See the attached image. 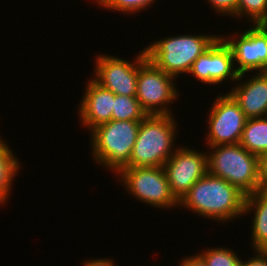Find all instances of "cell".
I'll use <instances>...</instances> for the list:
<instances>
[{"label": "cell", "instance_id": "obj_18", "mask_svg": "<svg viewBox=\"0 0 267 266\" xmlns=\"http://www.w3.org/2000/svg\"><path fill=\"white\" fill-rule=\"evenodd\" d=\"M112 110L111 120L142 121L148 115L136 96L114 94Z\"/></svg>", "mask_w": 267, "mask_h": 266}, {"label": "cell", "instance_id": "obj_7", "mask_svg": "<svg viewBox=\"0 0 267 266\" xmlns=\"http://www.w3.org/2000/svg\"><path fill=\"white\" fill-rule=\"evenodd\" d=\"M116 176L129 195L142 203L160 210L179 206L163 167H125Z\"/></svg>", "mask_w": 267, "mask_h": 266}, {"label": "cell", "instance_id": "obj_14", "mask_svg": "<svg viewBox=\"0 0 267 266\" xmlns=\"http://www.w3.org/2000/svg\"><path fill=\"white\" fill-rule=\"evenodd\" d=\"M253 211L251 225V247L255 250H267V191L258 190L245 198L243 215ZM253 245V246H252Z\"/></svg>", "mask_w": 267, "mask_h": 266}, {"label": "cell", "instance_id": "obj_19", "mask_svg": "<svg viewBox=\"0 0 267 266\" xmlns=\"http://www.w3.org/2000/svg\"><path fill=\"white\" fill-rule=\"evenodd\" d=\"M245 17L251 25L267 24V0H238L237 19Z\"/></svg>", "mask_w": 267, "mask_h": 266}, {"label": "cell", "instance_id": "obj_21", "mask_svg": "<svg viewBox=\"0 0 267 266\" xmlns=\"http://www.w3.org/2000/svg\"><path fill=\"white\" fill-rule=\"evenodd\" d=\"M156 0H105L100 8L112 10V12H120L124 14H133L144 11L148 7H152L151 4Z\"/></svg>", "mask_w": 267, "mask_h": 266}, {"label": "cell", "instance_id": "obj_20", "mask_svg": "<svg viewBox=\"0 0 267 266\" xmlns=\"http://www.w3.org/2000/svg\"><path fill=\"white\" fill-rule=\"evenodd\" d=\"M199 253L208 266H241L242 258L237 252L226 247H211L200 250ZM240 257V258H239Z\"/></svg>", "mask_w": 267, "mask_h": 266}, {"label": "cell", "instance_id": "obj_22", "mask_svg": "<svg viewBox=\"0 0 267 266\" xmlns=\"http://www.w3.org/2000/svg\"><path fill=\"white\" fill-rule=\"evenodd\" d=\"M188 74L198 82L210 85V47L193 62Z\"/></svg>", "mask_w": 267, "mask_h": 266}, {"label": "cell", "instance_id": "obj_6", "mask_svg": "<svg viewBox=\"0 0 267 266\" xmlns=\"http://www.w3.org/2000/svg\"><path fill=\"white\" fill-rule=\"evenodd\" d=\"M176 79L163 72L146 55L138 62L136 98L148 115H174L169 106L180 95L174 83Z\"/></svg>", "mask_w": 267, "mask_h": 266}, {"label": "cell", "instance_id": "obj_5", "mask_svg": "<svg viewBox=\"0 0 267 266\" xmlns=\"http://www.w3.org/2000/svg\"><path fill=\"white\" fill-rule=\"evenodd\" d=\"M207 149L209 174L226 180L245 195L260 190L259 156L240 144L208 146Z\"/></svg>", "mask_w": 267, "mask_h": 266}, {"label": "cell", "instance_id": "obj_4", "mask_svg": "<svg viewBox=\"0 0 267 266\" xmlns=\"http://www.w3.org/2000/svg\"><path fill=\"white\" fill-rule=\"evenodd\" d=\"M219 34H177L152 41L146 56L163 72L174 76L188 74L193 62L219 37Z\"/></svg>", "mask_w": 267, "mask_h": 266}, {"label": "cell", "instance_id": "obj_13", "mask_svg": "<svg viewBox=\"0 0 267 266\" xmlns=\"http://www.w3.org/2000/svg\"><path fill=\"white\" fill-rule=\"evenodd\" d=\"M86 90L77 108L80 124L91 131L96 126L111 121L114 93L93 78L86 82Z\"/></svg>", "mask_w": 267, "mask_h": 266}, {"label": "cell", "instance_id": "obj_2", "mask_svg": "<svg viewBox=\"0 0 267 266\" xmlns=\"http://www.w3.org/2000/svg\"><path fill=\"white\" fill-rule=\"evenodd\" d=\"M176 115H147L141 122L126 167H163L178 146Z\"/></svg>", "mask_w": 267, "mask_h": 266}, {"label": "cell", "instance_id": "obj_12", "mask_svg": "<svg viewBox=\"0 0 267 266\" xmlns=\"http://www.w3.org/2000/svg\"><path fill=\"white\" fill-rule=\"evenodd\" d=\"M246 75L239 74L235 86L228 93L247 119L267 117V72H254L251 77ZM245 76L248 78L242 81Z\"/></svg>", "mask_w": 267, "mask_h": 266}, {"label": "cell", "instance_id": "obj_1", "mask_svg": "<svg viewBox=\"0 0 267 266\" xmlns=\"http://www.w3.org/2000/svg\"><path fill=\"white\" fill-rule=\"evenodd\" d=\"M245 198L237 187L207 172L183 196L178 207L226 224L244 216Z\"/></svg>", "mask_w": 267, "mask_h": 266}, {"label": "cell", "instance_id": "obj_10", "mask_svg": "<svg viewBox=\"0 0 267 266\" xmlns=\"http://www.w3.org/2000/svg\"><path fill=\"white\" fill-rule=\"evenodd\" d=\"M146 55L145 49L130 61L126 58L97 53L93 79L116 95L136 96L138 62Z\"/></svg>", "mask_w": 267, "mask_h": 266}, {"label": "cell", "instance_id": "obj_28", "mask_svg": "<svg viewBox=\"0 0 267 266\" xmlns=\"http://www.w3.org/2000/svg\"><path fill=\"white\" fill-rule=\"evenodd\" d=\"M104 1H105V0H94V3H96L97 6L99 5V7H100V5H101Z\"/></svg>", "mask_w": 267, "mask_h": 266}, {"label": "cell", "instance_id": "obj_3", "mask_svg": "<svg viewBox=\"0 0 267 266\" xmlns=\"http://www.w3.org/2000/svg\"><path fill=\"white\" fill-rule=\"evenodd\" d=\"M140 122L111 120L92 129L89 136L94 162L117 175L129 164Z\"/></svg>", "mask_w": 267, "mask_h": 266}, {"label": "cell", "instance_id": "obj_25", "mask_svg": "<svg viewBox=\"0 0 267 266\" xmlns=\"http://www.w3.org/2000/svg\"><path fill=\"white\" fill-rule=\"evenodd\" d=\"M260 190L267 191V152L259 157Z\"/></svg>", "mask_w": 267, "mask_h": 266}, {"label": "cell", "instance_id": "obj_23", "mask_svg": "<svg viewBox=\"0 0 267 266\" xmlns=\"http://www.w3.org/2000/svg\"><path fill=\"white\" fill-rule=\"evenodd\" d=\"M207 3L210 4L212 10L217 14L219 13L221 16H232V18L237 19V5L238 0H206Z\"/></svg>", "mask_w": 267, "mask_h": 266}, {"label": "cell", "instance_id": "obj_17", "mask_svg": "<svg viewBox=\"0 0 267 266\" xmlns=\"http://www.w3.org/2000/svg\"><path fill=\"white\" fill-rule=\"evenodd\" d=\"M239 144L259 157L265 154L267 152V117L247 119Z\"/></svg>", "mask_w": 267, "mask_h": 266}, {"label": "cell", "instance_id": "obj_24", "mask_svg": "<svg viewBox=\"0 0 267 266\" xmlns=\"http://www.w3.org/2000/svg\"><path fill=\"white\" fill-rule=\"evenodd\" d=\"M253 252L255 254L253 257L247 260L242 259L241 266H267V251L255 250Z\"/></svg>", "mask_w": 267, "mask_h": 266}, {"label": "cell", "instance_id": "obj_9", "mask_svg": "<svg viewBox=\"0 0 267 266\" xmlns=\"http://www.w3.org/2000/svg\"><path fill=\"white\" fill-rule=\"evenodd\" d=\"M220 36L232 49L235 69L239 74L267 72V24L249 26L231 36Z\"/></svg>", "mask_w": 267, "mask_h": 266}, {"label": "cell", "instance_id": "obj_15", "mask_svg": "<svg viewBox=\"0 0 267 266\" xmlns=\"http://www.w3.org/2000/svg\"><path fill=\"white\" fill-rule=\"evenodd\" d=\"M239 73L235 69L233 52L219 36L210 46V85L224 84L229 80L236 83ZM233 81V82H232Z\"/></svg>", "mask_w": 267, "mask_h": 266}, {"label": "cell", "instance_id": "obj_26", "mask_svg": "<svg viewBox=\"0 0 267 266\" xmlns=\"http://www.w3.org/2000/svg\"><path fill=\"white\" fill-rule=\"evenodd\" d=\"M177 266H208L204 258L199 254L185 256L181 259Z\"/></svg>", "mask_w": 267, "mask_h": 266}, {"label": "cell", "instance_id": "obj_8", "mask_svg": "<svg viewBox=\"0 0 267 266\" xmlns=\"http://www.w3.org/2000/svg\"><path fill=\"white\" fill-rule=\"evenodd\" d=\"M215 98L206 119L205 146L239 144L247 120L244 112L228 92Z\"/></svg>", "mask_w": 267, "mask_h": 266}, {"label": "cell", "instance_id": "obj_16", "mask_svg": "<svg viewBox=\"0 0 267 266\" xmlns=\"http://www.w3.org/2000/svg\"><path fill=\"white\" fill-rule=\"evenodd\" d=\"M9 147L7 140L0 136V206L6 205L11 198L13 182L22 169V162Z\"/></svg>", "mask_w": 267, "mask_h": 266}, {"label": "cell", "instance_id": "obj_27", "mask_svg": "<svg viewBox=\"0 0 267 266\" xmlns=\"http://www.w3.org/2000/svg\"><path fill=\"white\" fill-rule=\"evenodd\" d=\"M116 261L114 259H108L107 258H93V259H89L85 260L84 263H82L83 265L81 266H116L117 263H115Z\"/></svg>", "mask_w": 267, "mask_h": 266}, {"label": "cell", "instance_id": "obj_11", "mask_svg": "<svg viewBox=\"0 0 267 266\" xmlns=\"http://www.w3.org/2000/svg\"><path fill=\"white\" fill-rule=\"evenodd\" d=\"M163 168L172 194L180 201L188 190L208 172L207 152L178 145Z\"/></svg>", "mask_w": 267, "mask_h": 266}]
</instances>
